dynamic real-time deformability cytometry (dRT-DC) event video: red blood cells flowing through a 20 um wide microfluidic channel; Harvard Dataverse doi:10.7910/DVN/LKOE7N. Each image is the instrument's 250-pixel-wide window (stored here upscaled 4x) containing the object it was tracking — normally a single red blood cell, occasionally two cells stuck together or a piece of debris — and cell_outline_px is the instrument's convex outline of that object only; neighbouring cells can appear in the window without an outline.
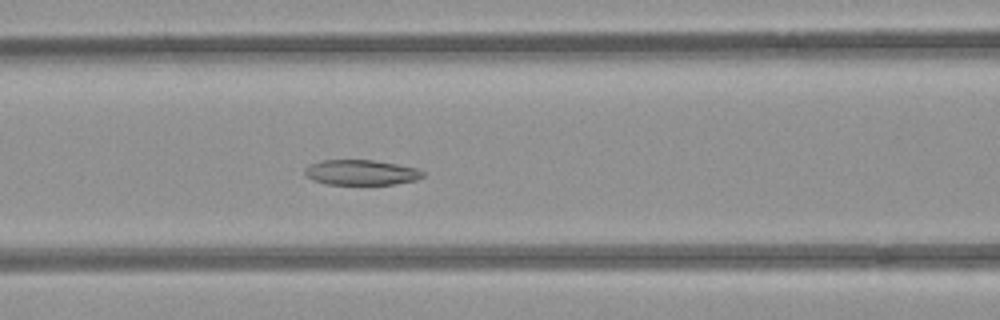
{"species": "common noctule bat (a hibernating species)", "species_latin": "Nyctalus noctula", "temperature_condition": "room temperature", "stored_images_in_passage": 53, "camera_frame_rate_fps": 3000, "um_per_image_px": 0.085, "animal": {"sex": "female", "body_mass_g": 21.9}, "frame": {"image": 1, "passage_image": 22, "time_ms": 7.0, "image_size_px": [1000, 320], "cell_outline_px": [[424, 176], [416, 180], [396, 184], [324, 184], [312, 180], [304, 176], [304, 168], [320, 160], [372, 160], [396, 164], [416, 168], [424, 172]], "centroid_in_image_um": [30.66, 14.66], "position_along_channel_um": 135.9, "area_um2": 17.4}}
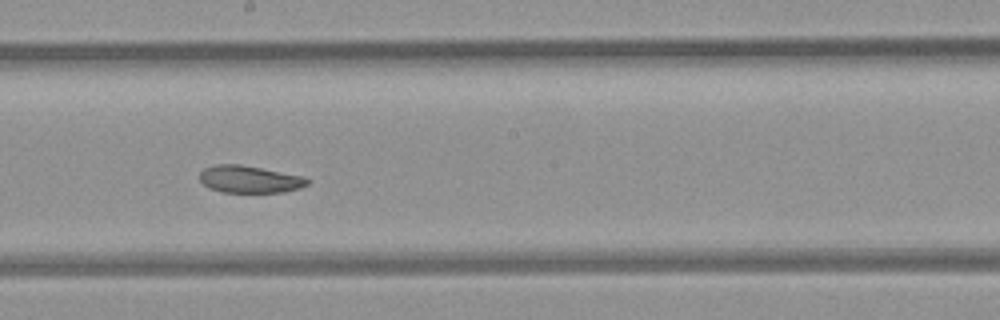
{"frame": {"image": 2, "passage_image": 29, "time_ms": 9.333, "image_size_px": [1000, 320], "cell_outline_px": [[312, 180], [308, 184], [300, 188], [284, 192], [220, 192], [208, 188], [200, 180], [200, 172], [204, 168], [216, 164], [240, 164], [304, 176]], "centroid_in_image_um": [21.23, 15.24], "position_along_channel_um": 227.0, "area_um2": 17.22}}
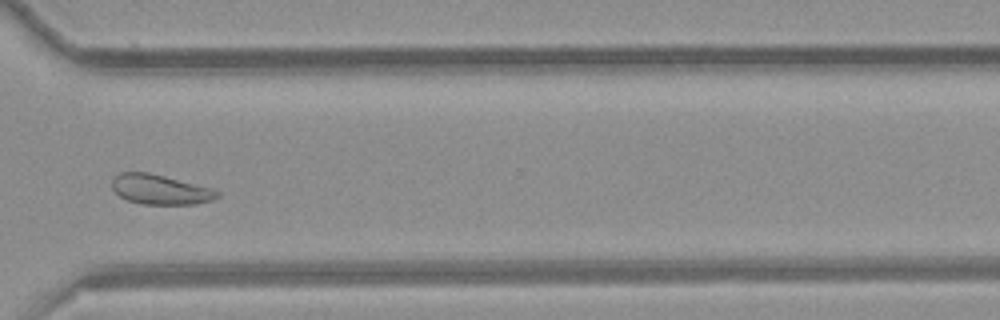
{"frame": {"image": 3, "passage_image": 39, "time_ms": 12.667, "image_size_px": [1000, 320], "cell_outline_px": [[220, 196], [212, 200], [196, 204], [140, 204], [128, 200], [120, 196], [112, 188], [112, 180], [120, 172], [148, 172], [212, 188], [220, 192]], "centroid_in_image_um": [13.63, 16.11], "position_along_channel_um": 357.0, "area_um2": 18.21}}